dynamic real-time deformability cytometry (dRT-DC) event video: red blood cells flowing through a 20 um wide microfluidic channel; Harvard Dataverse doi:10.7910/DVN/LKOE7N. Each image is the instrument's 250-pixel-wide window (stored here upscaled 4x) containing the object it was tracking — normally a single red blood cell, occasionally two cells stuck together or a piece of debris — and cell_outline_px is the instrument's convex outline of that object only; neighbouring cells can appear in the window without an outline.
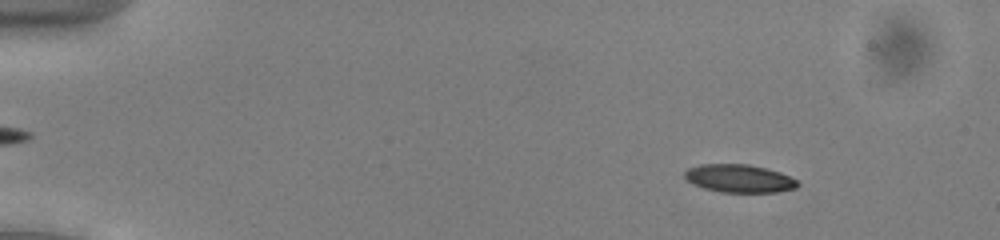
{"species": "common noctule bat (a hibernating species)", "species_latin": "Nyctalus noctula", "temperature_condition": "cold", "stored_images_in_passage": 53, "camera_frame_rate_fps": 3000, "um_per_image_px": 0.085, "animal": {"sex": "male", "body_mass_g": 13.0, "forearm_length_mm": 53.1}, "frame": {"image": 1, "passage_image": 7, "time_ms": 2.0, "image_size_px": [1000, 240], "cell_outline_px": [[800, 184], [796, 188], [776, 192], [720, 192], [704, 188], [692, 184], [684, 176], [684, 172], [688, 168], [700, 164], [748, 164], [780, 172], [796, 180]], "centroid_in_image_um": [62.81, 15.17], "position_along_channel_um": 22.2, "area_um2": 18.38}}
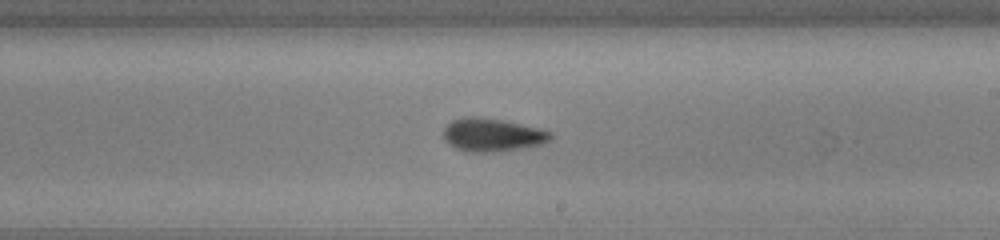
{"frame": {"image": 2, "passage_image": 32, "time_ms": 10.333, "image_size_px": [1000, 240], "cell_outline_px": [[552, 136], [548, 140], [540, 144], [524, 148], [496, 152], [464, 152], [448, 144], [444, 140], [444, 128], [452, 120], [472, 116], [500, 120], [540, 128], [552, 132]], "centroid_in_image_um": [41.82, 11.48], "position_along_channel_um": 247.2, "area_um2": 20.58}}
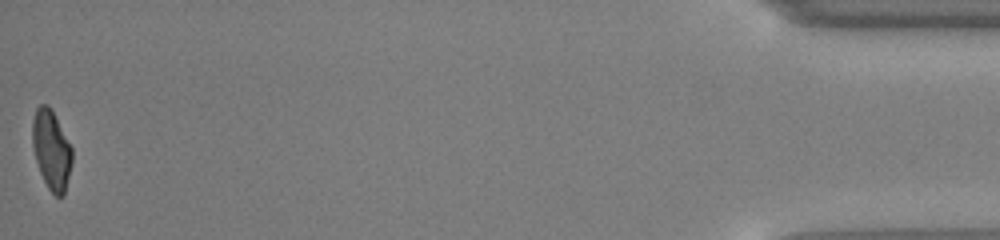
{"frame": {"image": 3, "passage_image": 53, "time_ms": 17.333, "image_size_px": [1000, 240], "cell_outline_px": [[72, 164], [64, 196], [56, 196], [48, 188], [40, 172], [36, 160], [32, 144], [32, 120], [36, 108], [40, 104], [48, 104], [52, 108], [72, 148]], "centroid_in_image_um": [4.37, 12.71], "position_along_channel_um": 430.8, "area_um2": 18.5}, "authors_computed_cell_mechanics": {"area_um2": 19.5364, "velocity_mm_per_s": 3.9156, "shape_relaxation_time_tau1_ms": 3.2765, "shape_relaxation_time_tau2_ms": 4.5635, "deformation_change_tau1": 0.1252, "deformation_change_tau2": 0.0931}}